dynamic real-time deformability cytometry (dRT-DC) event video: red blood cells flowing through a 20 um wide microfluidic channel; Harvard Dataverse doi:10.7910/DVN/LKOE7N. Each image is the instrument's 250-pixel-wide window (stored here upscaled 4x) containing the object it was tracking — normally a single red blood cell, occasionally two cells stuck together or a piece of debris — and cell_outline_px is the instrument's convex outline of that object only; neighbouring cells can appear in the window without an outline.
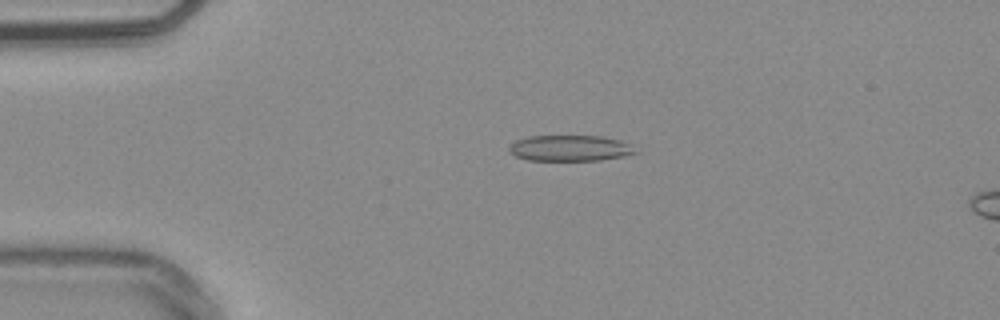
{"species": "common noctule bat (a hibernating species)", "species_latin": "Nyctalus noctula", "temperature_condition": "warm", "stored_images_in_passage": 6, "camera_frame_rate_fps": 3000, "um_per_image_px": 0.085, "animal": {"sex": "male", "body_mass_g": 20.4}, "frame": {"image": 1, "passage_image": 1, "time_ms": 0.0, "image_size_px": [1000, 320], "cell_outline_px": [[640, 152], [624, 156], [600, 160], [528, 160], [516, 156], [508, 148], [516, 140], [528, 136], [604, 136], [620, 140], [628, 144]], "centroid_in_image_um": [48.48, 12.59], "position_along_channel_um": 36.5, "area_um2": 18.96}}